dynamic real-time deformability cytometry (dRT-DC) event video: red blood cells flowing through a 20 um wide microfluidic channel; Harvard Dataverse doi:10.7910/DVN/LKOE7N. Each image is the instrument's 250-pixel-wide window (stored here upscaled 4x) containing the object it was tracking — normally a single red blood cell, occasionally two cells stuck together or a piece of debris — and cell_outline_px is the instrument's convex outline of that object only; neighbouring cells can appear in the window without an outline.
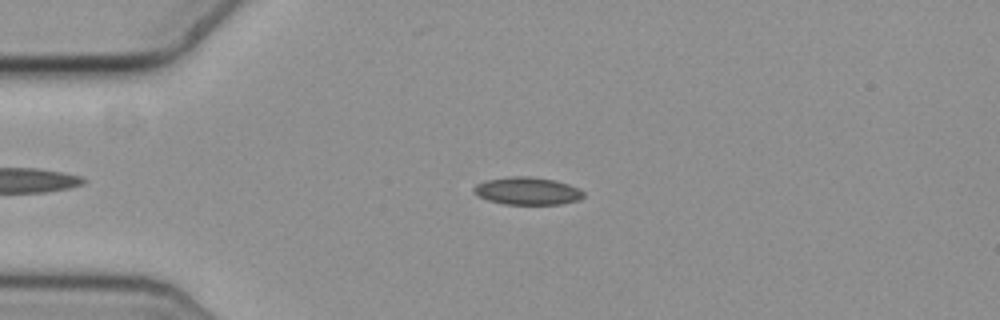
{"species": "common noctule bat (a hibernating species)", "species_latin": "Nyctalus noctula", "temperature_condition": "cold", "stored_images_in_passage": 40, "camera_frame_rate_fps": 3000, "um_per_image_px": 0.085, "animal": {"sex": "female", "body_mass_g": 19.3, "forearm_length_mm": 54.1}, "frame": {"image": 1, "passage_image": 4, "time_ms": 1.0, "image_size_px": [1000, 320], "cell_outline_px": [[584, 196], [580, 200], [560, 204], [504, 204], [488, 200], [476, 196], [472, 192], [472, 188], [476, 184], [488, 180], [512, 176], [532, 176], [552, 180], [568, 184], [584, 192]], "centroid_in_image_um": [44.79, 16.24], "position_along_channel_um": 40.2, "area_um2": 17.63}}
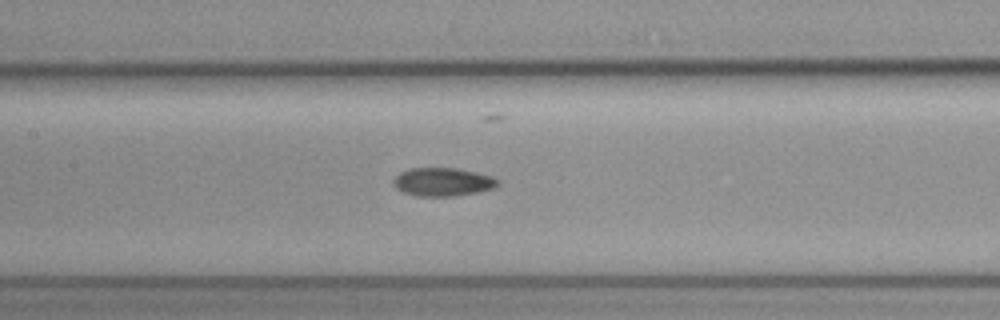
{"frame": {"image": 2, "passage_image": 17, "time_ms": 5.333, "image_size_px": [1000, 320], "cell_outline_px": [[500, 184], [492, 188], [476, 192], [456, 196], [416, 196], [400, 192], [392, 184], [392, 180], [400, 172], [412, 168], [456, 168], [492, 176], [500, 180]], "centroid_in_image_um": [37.6, 15.47], "position_along_channel_um": 169.8, "area_um2": 17.34}}
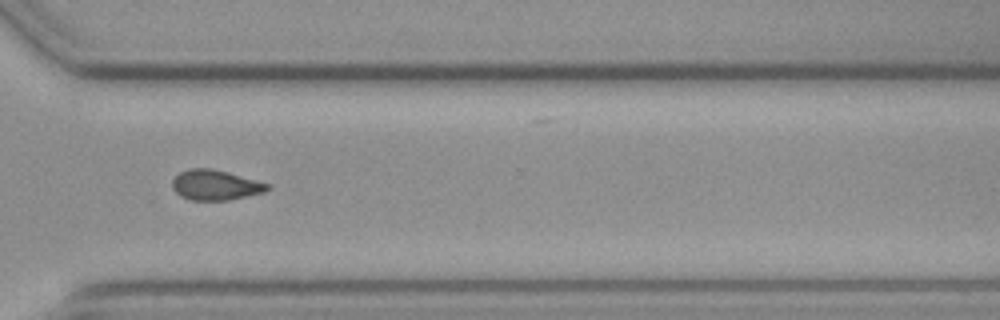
{"frame": {"image": 3, "passage_image": 32, "time_ms": 10.333, "image_size_px": [1000, 320], "cell_outline_px": [[272, 188], [264, 192], [228, 200], [188, 200], [180, 196], [172, 188], [172, 180], [180, 172], [188, 168], [212, 168], [228, 172], [268, 184]], "centroid_in_image_um": [18.27, 15.73], "position_along_channel_um": 352.3, "area_um2": 16.7}, "authors_computed_cell_mechanics": {"area_um2": 17.2822, "velocity_mm_per_s": 3.6556, "shape_relaxation_time_tau1_ms": null, "shape_relaxation_time_tau2_ms": 3.0946, "deformation_change_tau1": null, "deformation_change_tau2": 0.0642}}